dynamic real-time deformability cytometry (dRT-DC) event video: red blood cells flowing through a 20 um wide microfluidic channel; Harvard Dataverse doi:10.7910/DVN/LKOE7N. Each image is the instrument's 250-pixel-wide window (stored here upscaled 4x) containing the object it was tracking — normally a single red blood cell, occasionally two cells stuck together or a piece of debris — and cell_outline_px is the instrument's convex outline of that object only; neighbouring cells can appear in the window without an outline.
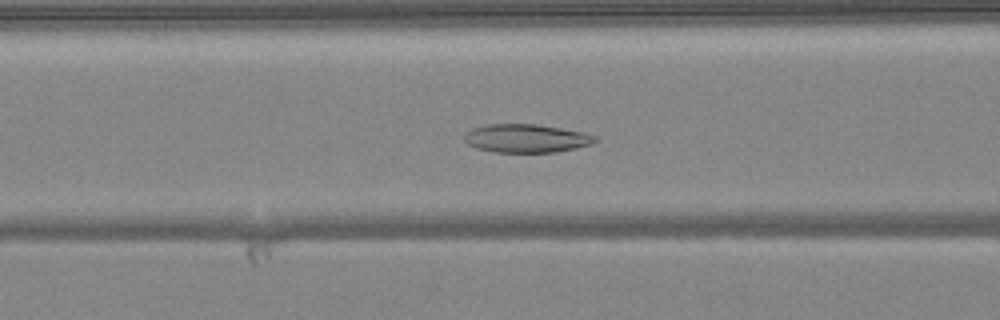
{"species": "common noctule bat (a hibernating species)", "species_latin": "Nyctalus noctula", "temperature_condition": "warm", "stored_images_in_passage": 47, "camera_frame_rate_fps": 3000, "um_per_image_px": 0.085, "animal": {"sex": "female", "body_mass_g": 24.6, "forearm_length_mm": 56.2}, "frame": {"image": 1, "passage_image": 17, "time_ms": 5.333, "image_size_px": [1000, 320], "cell_outline_px": [[600, 140], [592, 144], [576, 148], [556, 152], [496, 152], [476, 148], [468, 144], [464, 140], [464, 132], [472, 128], [488, 124], [536, 124], [560, 128], [580, 132], [596, 136]], "centroid_in_image_um": [44.72, 11.76], "position_along_channel_um": 121.9, "area_um2": 21.68}}
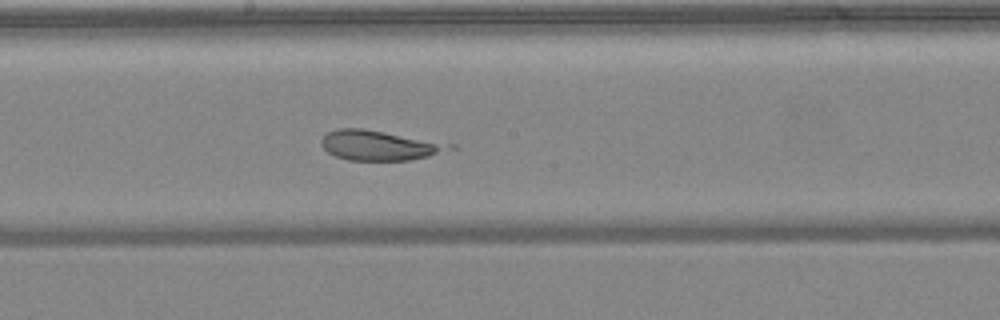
{"frame": {"image": 2, "passage_image": 24, "time_ms": 7.667, "image_size_px": [1000, 320], "cell_outline_px": [[456, 148], [428, 156], [408, 160], [348, 160], [336, 156], [328, 152], [320, 144], [320, 140], [328, 132], [336, 128], [364, 128], [456, 144]], "centroid_in_image_um": [32.26, 12.34], "position_along_channel_um": 215.9, "area_um2": 22.43}}
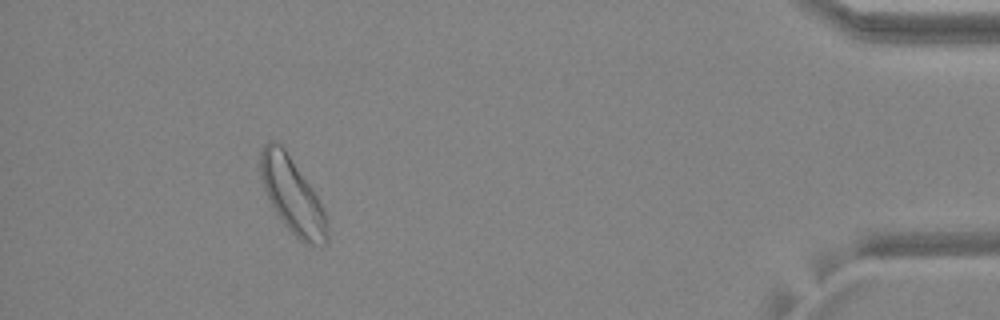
{"frame": {"image": 3, "passage_image": 43, "time_ms": 14.0, "image_size_px": [1000, 320], "cell_outline_px": [[328, 244], [304, 244], [284, 224], [268, 200], [260, 176], [260, 152], [264, 144], [268, 140], [276, 140], [284, 148], [316, 196], [328, 216]], "centroid_in_image_um": [24.84, 16.63], "position_along_channel_um": 410.4, "area_um2": 29.07}}